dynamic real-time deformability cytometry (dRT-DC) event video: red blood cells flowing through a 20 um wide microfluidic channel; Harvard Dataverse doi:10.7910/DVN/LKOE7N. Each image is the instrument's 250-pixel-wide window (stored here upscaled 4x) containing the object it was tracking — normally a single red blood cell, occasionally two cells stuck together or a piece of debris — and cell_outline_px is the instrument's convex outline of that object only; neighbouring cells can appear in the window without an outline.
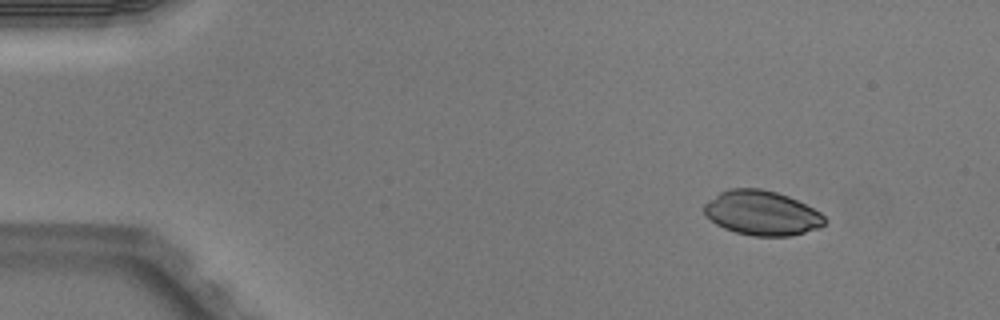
{"species": "Egyptian fruit bat (a non-hibernating species)", "species_latin": "Rousettus aegyptiacus", "temperature_condition": "warm", "stored_images_in_passage": 5, "camera_frame_rate_fps": 3000, "um_per_image_px": 0.085, "animal": {"sex": "male"}, "frame": {"image": 1, "passage_image": 1, "time_ms": 0.0, "image_size_px": [1000, 320], "cell_outline_px": [[828, 220], [820, 228], [792, 236], [752, 236], [736, 232], [724, 228], [716, 224], [704, 212], [704, 204], [720, 192], [728, 188], [760, 188], [776, 192], [788, 196], [820, 212]], "centroid_in_image_um": [64.78, 18.11], "position_along_channel_um": 20.2, "area_um2": 31.27}}